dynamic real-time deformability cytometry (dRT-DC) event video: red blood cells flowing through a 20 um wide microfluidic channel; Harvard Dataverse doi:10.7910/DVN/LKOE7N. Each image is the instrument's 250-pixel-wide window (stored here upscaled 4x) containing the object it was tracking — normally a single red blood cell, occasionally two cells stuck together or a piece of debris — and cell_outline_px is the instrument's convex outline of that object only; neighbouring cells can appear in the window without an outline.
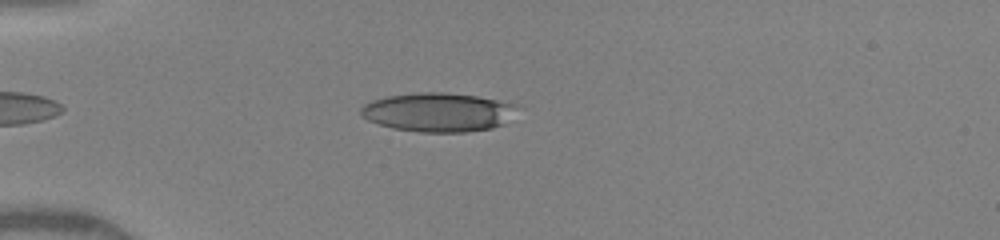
{"species": "human", "species_latin": "Homo sapiens", "temperature_condition": "warm", "stored_images_in_passage": 2, "camera_frame_rate_fps": 3000, "um_per_image_px": 0.085, "donor": {"sex": "female"}, "frame": {"image": 1, "passage_image": 1, "time_ms": 0.0, "image_size_px": [1000, 240], "cell_outline_px": [[520, 104], [504, 124], [492, 128], [464, 132], [420, 132], [392, 128], [368, 120], [360, 116], [360, 108], [364, 104], [372, 100], [388, 96], [420, 92], [444, 92], [476, 96]], "centroid_in_image_um": [37.23, 9.53], "position_along_channel_um": 47.8, "area_um2": 35.49}}